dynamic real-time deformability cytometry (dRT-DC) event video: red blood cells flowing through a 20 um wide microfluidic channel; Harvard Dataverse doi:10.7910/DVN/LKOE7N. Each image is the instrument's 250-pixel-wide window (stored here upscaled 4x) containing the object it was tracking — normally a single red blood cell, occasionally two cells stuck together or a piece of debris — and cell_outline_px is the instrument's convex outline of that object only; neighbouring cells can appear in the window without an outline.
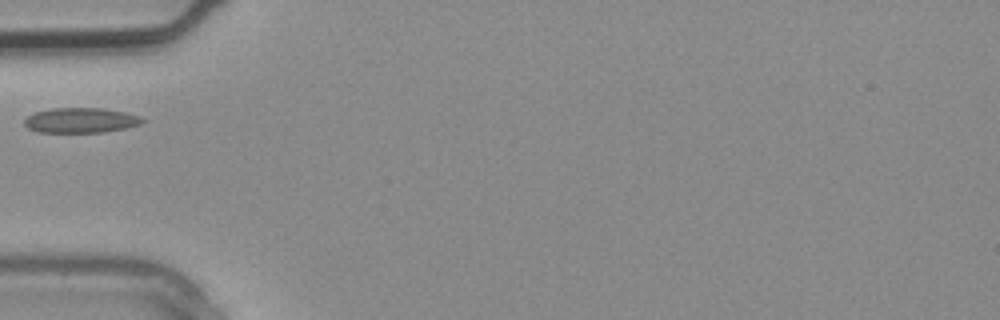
{"species": "common noctule bat (a hibernating species)", "species_latin": "Nyctalus noctula", "temperature_condition": "warm", "stored_images_in_passage": 1, "camera_frame_rate_fps": 3000, "um_per_image_px": 0.085, "animal": {"sex": "male", "body_mass_g": 20.4}, "frame": {"image": 1, "passage_image": 1, "time_ms": 0.0, "image_size_px": [1000, 320], "cell_outline_px": [[148, 120], [140, 124], [124, 128], [104, 132], [36, 132], [28, 128], [24, 124], [24, 120], [28, 116], [36, 112], [52, 108], [100, 108], [124, 112], [140, 116]], "centroid_in_image_um": [6.87, 10.23], "position_along_channel_um": 78.1, "area_um2": 17.17}}